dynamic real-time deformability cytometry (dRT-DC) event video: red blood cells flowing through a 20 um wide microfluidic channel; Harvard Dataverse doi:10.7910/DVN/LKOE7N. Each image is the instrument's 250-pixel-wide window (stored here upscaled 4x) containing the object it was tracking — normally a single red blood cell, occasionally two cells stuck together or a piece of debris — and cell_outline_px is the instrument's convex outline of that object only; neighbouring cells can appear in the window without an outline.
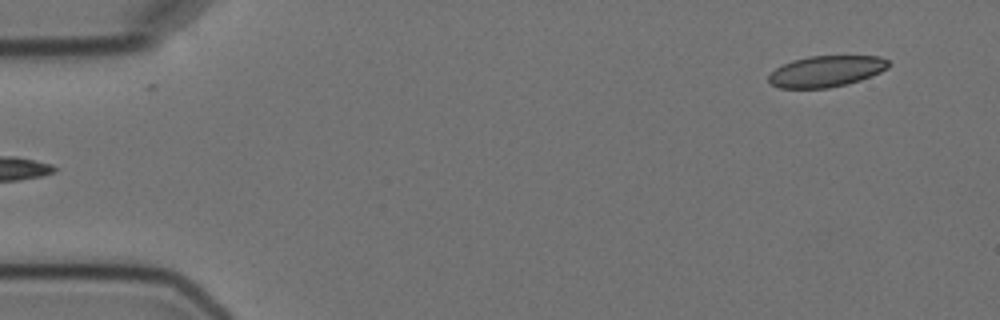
{"species": "Egyptian fruit bat (a non-hibernating species)", "species_latin": "Rousettus aegyptiacus", "temperature_condition": "cold", "stored_images_in_passage": 6, "camera_frame_rate_fps": 3000, "um_per_image_px": 0.085, "animal": {"sex": "female"}, "frame": {"image": 1, "passage_image": 6, "time_ms": 6.0, "image_size_px": [1000, 320], "cell_outline_px": [[888, 68], [872, 76], [860, 80], [828, 88], [780, 88], [772, 84], [768, 80], [768, 76], [776, 68], [792, 60], [808, 56], [880, 56], [888, 60]], "centroid_in_image_um": [70.22, 6.05], "position_along_channel_um": 14.8, "area_um2": 21.62}}